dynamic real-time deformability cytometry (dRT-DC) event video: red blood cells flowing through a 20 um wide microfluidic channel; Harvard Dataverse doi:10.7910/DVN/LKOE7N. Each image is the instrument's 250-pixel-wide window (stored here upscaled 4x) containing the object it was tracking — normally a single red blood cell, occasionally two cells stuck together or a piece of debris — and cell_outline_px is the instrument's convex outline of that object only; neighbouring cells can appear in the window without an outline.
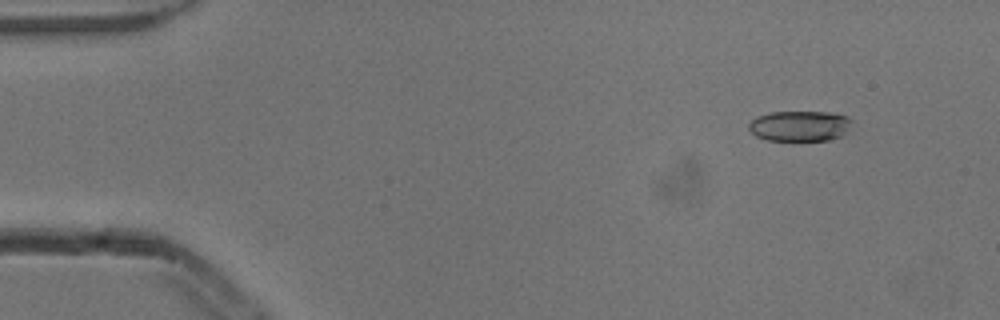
{"species": "common noctule bat (a hibernating species)", "species_latin": "Nyctalus noctula", "temperature_condition": "cold", "stored_images_in_passage": 4, "camera_frame_rate_fps": 3000, "um_per_image_px": 0.085, "animal": {"sex": "male", "body_mass_g": 13.3}, "frame": {"image": 1, "passage_image": 2, "time_ms": 0.333, "image_size_px": [1000, 320], "cell_outline_px": [[852, 120], [844, 132], [840, 136], [828, 140], [768, 140], [756, 136], [748, 128], [748, 124], [756, 116], [772, 112], [828, 112], [848, 116]], "centroid_in_image_um": [67.94, 10.7], "position_along_channel_um": 17.1, "area_um2": 18.09}}
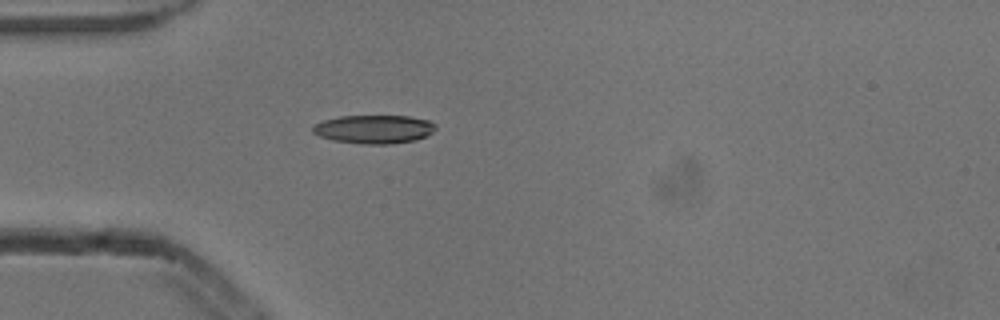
{"frame": {"image": 2, "passage_image": 4, "time_ms": 1.0, "image_size_px": [1000, 320], "cell_outline_px": [[436, 128], [428, 136], [416, 140], [392, 144], [364, 144], [332, 140], [320, 136], [312, 132], [312, 128], [316, 124], [324, 120], [340, 116], [408, 116], [428, 120], [436, 124]], "centroid_in_image_um": [31.83, 10.99], "position_along_channel_um": 53.2, "area_um2": 20.46}}